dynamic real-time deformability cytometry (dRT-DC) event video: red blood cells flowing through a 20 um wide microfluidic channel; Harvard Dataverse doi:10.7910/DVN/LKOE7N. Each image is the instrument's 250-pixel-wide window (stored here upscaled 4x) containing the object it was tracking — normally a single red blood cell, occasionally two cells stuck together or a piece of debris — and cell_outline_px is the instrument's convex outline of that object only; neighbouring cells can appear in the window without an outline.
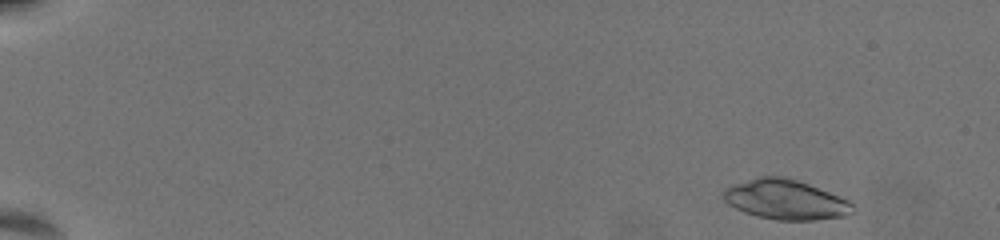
{"species": "common noctule bat (a hibernating species)", "species_latin": "Nyctalus noctula", "temperature_condition": "warm", "stored_images_in_passage": 59, "camera_frame_rate_fps": 3000, "um_per_image_px": 0.085, "animal": {"sex": "female", "body_mass_g": 19.5, "forearm_length_mm": 54.1}, "frame": {"image": 1, "passage_image": 3, "time_ms": 0.667, "image_size_px": [1000, 240], "cell_outline_px": [[852, 212], [844, 216], [812, 220], [776, 220], [756, 216], [744, 212], [728, 204], [724, 200], [724, 188], [732, 184], [760, 176], [784, 176], [808, 184], [848, 200], [852, 204]], "centroid_in_image_um": [66.72, 16.96], "position_along_channel_um": 18.3, "area_um2": 29.71}}
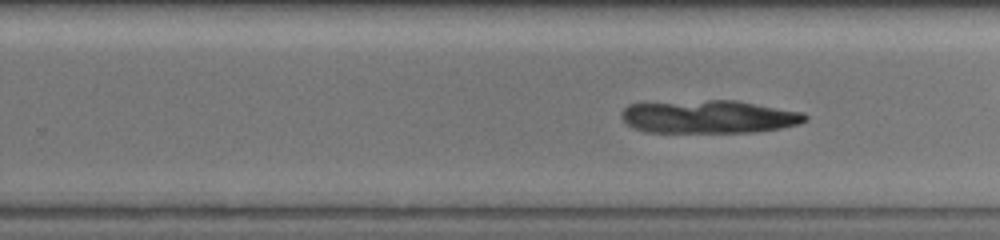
{"frame": {"image": 2, "passage_image": 38, "time_ms": 12.333, "image_size_px": [1000, 240], "cell_outline_px": [[808, 120], [800, 124], [780, 128], [752, 132], [644, 132], [632, 128], [620, 116], [620, 112], [628, 104], [708, 100], [736, 100], [804, 112], [808, 116]], "centroid_in_image_um": [60.27, 9.92], "position_along_channel_um": 269.5, "area_um2": 35.6}}
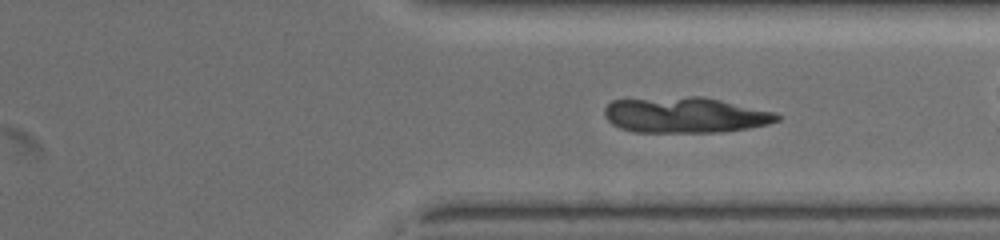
{"frame": {"image": 3, "passage_image": 45, "time_ms": 14.667, "image_size_px": [1000, 240], "cell_outline_px": [[780, 120], [768, 124], [748, 128], [720, 132], [632, 132], [620, 128], [612, 124], [604, 116], [604, 108], [612, 100], [688, 96], [704, 96], [776, 112], [780, 116]], "centroid_in_image_um": [58.24, 9.77], "position_along_channel_um": 353.2, "area_um2": 36.18}}